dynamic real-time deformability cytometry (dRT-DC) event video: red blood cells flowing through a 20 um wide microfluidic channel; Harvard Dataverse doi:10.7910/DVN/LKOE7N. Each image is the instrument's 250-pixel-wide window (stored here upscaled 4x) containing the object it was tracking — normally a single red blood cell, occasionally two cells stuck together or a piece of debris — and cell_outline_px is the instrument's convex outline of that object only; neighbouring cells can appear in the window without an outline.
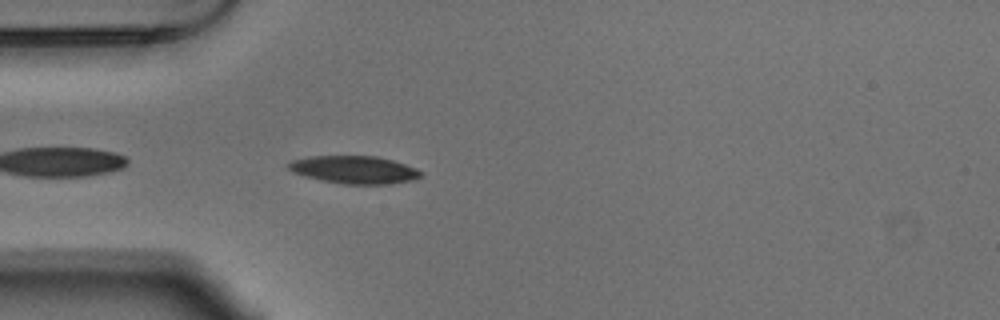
{"species": "Egyptian fruit bat (a non-hibernating species)", "species_latin": "Rousettus aegyptiacus", "temperature_condition": "warm", "stored_images_in_passage": 13, "camera_frame_rate_fps": 3000, "um_per_image_px": 0.085, "animal": {"sex": "male"}, "frame": {"image": 1, "passage_image": 3, "time_ms": 0.667, "image_size_px": [1000, 320], "cell_outline_px": [[424, 172], [416, 180], [392, 184], [344, 184], [320, 180], [292, 172], [288, 168], [288, 164], [292, 160], [308, 156], [376, 156], [392, 160], [416, 168]], "centroid_in_image_um": [30.14, 14.43], "position_along_channel_um": 54.9, "area_um2": 21.5}}
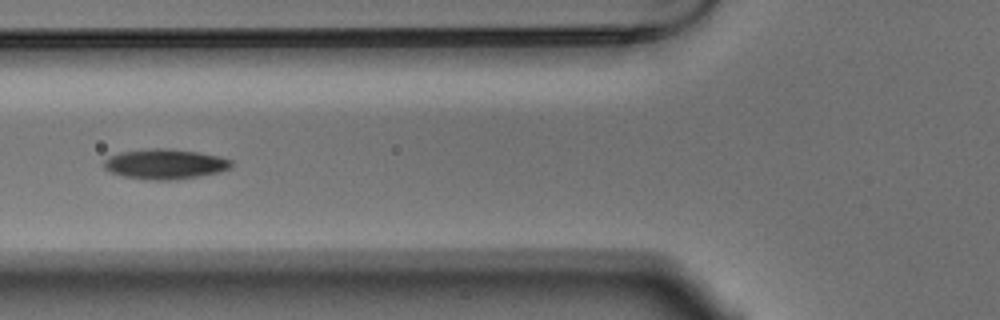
{"frame": {"image": 2, "passage_image": 8, "time_ms": 2.333, "image_size_px": [1000, 320], "cell_outline_px": [[232, 168], [220, 172], [200, 176], [176, 180], [156, 180], [124, 176], [112, 172], [104, 168], [104, 160], [108, 156], [120, 152], [152, 148], [164, 148], [200, 152], [220, 156], [232, 160]], "centroid_in_image_um": [14.07, 13.94], "position_along_channel_um": 111.7, "area_um2": 22.43}}
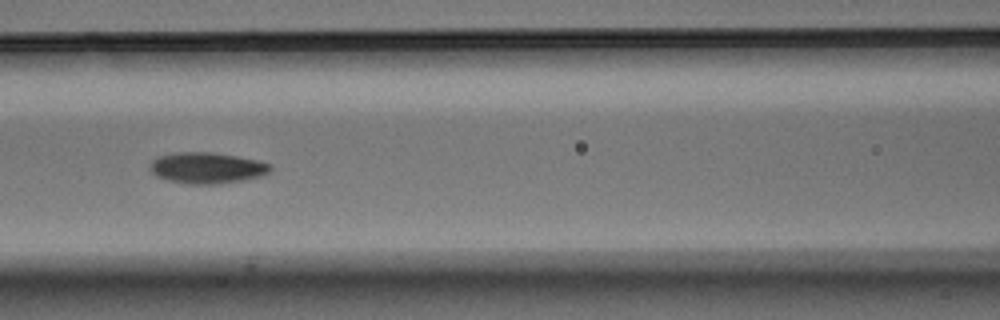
{"frame": {"image": 3, "passage_image": 11, "time_ms": 3.333, "image_size_px": [1000, 320], "cell_outline_px": [[272, 168], [268, 172], [260, 176], [244, 180], [216, 184], [188, 184], [168, 180], [156, 176], [148, 168], [148, 164], [152, 160], [160, 156], [176, 152], [212, 152], [236, 156], [256, 160], [272, 164]], "centroid_in_image_um": [17.56, 14.27], "position_along_channel_um": 149.0, "area_um2": 21.85}}